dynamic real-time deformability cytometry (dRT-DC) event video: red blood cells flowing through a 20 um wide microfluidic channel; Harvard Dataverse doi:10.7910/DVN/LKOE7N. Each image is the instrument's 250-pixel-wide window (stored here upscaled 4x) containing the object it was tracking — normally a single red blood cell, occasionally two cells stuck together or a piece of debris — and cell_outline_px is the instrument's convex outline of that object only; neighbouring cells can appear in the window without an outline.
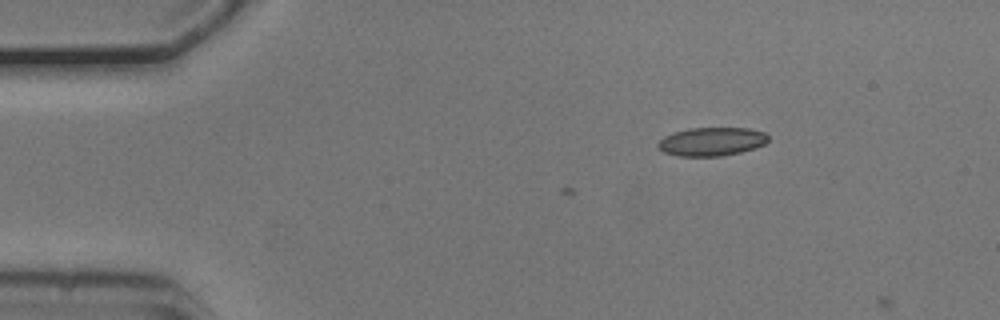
{"species": "common noctule bat (a hibernating species)", "species_latin": "Nyctalus noctula", "temperature_condition": "cold", "stored_images_in_passage": 2, "camera_frame_rate_fps": 3000, "um_per_image_px": 0.085, "animal": {"sex": "male", "body_mass_g": 20.5, "forearm_length_mm": 52.5}, "frame": {"image": 1, "passage_image": 2, "time_ms": 0.333, "image_size_px": [1000, 320], "cell_outline_px": [[768, 140], [764, 144], [740, 152], [724, 156], [676, 156], [664, 152], [656, 144], [664, 136], [688, 128], [748, 128], [764, 132], [768, 136]], "centroid_in_image_um": [60.48, 12.03], "position_along_channel_um": 24.5, "area_um2": 18.21}}